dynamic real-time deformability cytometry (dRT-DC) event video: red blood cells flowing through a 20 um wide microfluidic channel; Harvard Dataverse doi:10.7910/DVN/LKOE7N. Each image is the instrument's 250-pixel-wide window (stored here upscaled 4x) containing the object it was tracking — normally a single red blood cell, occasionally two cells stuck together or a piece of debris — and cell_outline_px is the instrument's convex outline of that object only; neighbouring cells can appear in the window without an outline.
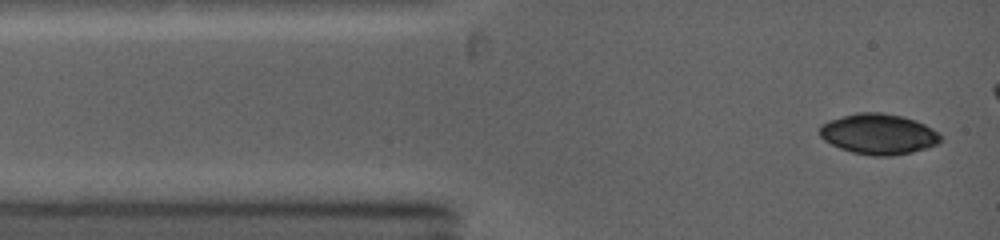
{"species": "common noctule bat (a hibernating species)", "species_latin": "Nyctalus noctula", "temperature_condition": "warm", "stored_images_in_passage": 8, "camera_frame_rate_fps": 5000, "um_per_image_px": 0.085, "animal": {"sex": "female", "body_mass_g": 19.0, "forearm_length_mm": 53.3}, "frame": {"image": 1, "passage_image": 1, "time_ms": 0.0, "image_size_px": [1000, 240], "cell_outline_px": [[940, 140], [936, 144], [912, 152], [892, 156], [872, 156], [852, 152], [840, 148], [824, 140], [820, 136], [820, 124], [828, 120], [860, 112], [880, 112], [900, 116], [916, 120], [932, 128], [940, 136]], "centroid_in_image_um": [74.64, 11.39], "position_along_channel_um": 10.4, "area_um2": 28.32}}